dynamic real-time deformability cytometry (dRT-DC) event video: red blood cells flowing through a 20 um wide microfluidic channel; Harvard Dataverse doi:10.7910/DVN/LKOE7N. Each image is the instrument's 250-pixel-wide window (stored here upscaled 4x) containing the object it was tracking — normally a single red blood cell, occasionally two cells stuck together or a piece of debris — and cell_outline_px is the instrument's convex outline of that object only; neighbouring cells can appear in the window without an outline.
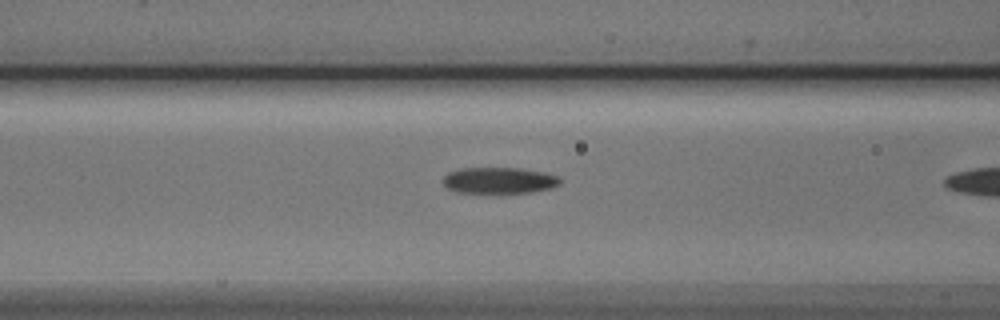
{"species": "Egyptian fruit bat (a non-hibernating species)", "species_latin": "Rousettus aegyptiacus", "temperature_condition": "cold", "stored_images_in_passage": 8, "camera_frame_rate_fps": 3000, "um_per_image_px": 0.085, "animal": {"sex": "male"}, "frame": {"image": 1, "passage_image": 7, "time_ms": 2.0, "image_size_px": [1000, 320], "cell_outline_px": [[560, 184], [552, 188], [532, 192], [456, 192], [448, 188], [444, 184], [444, 176], [448, 172], [460, 168], [520, 168], [544, 172], [556, 176], [560, 180]], "centroid_in_image_um": [42.43, 15.32], "position_along_channel_um": 124.2, "area_um2": 17.69}}